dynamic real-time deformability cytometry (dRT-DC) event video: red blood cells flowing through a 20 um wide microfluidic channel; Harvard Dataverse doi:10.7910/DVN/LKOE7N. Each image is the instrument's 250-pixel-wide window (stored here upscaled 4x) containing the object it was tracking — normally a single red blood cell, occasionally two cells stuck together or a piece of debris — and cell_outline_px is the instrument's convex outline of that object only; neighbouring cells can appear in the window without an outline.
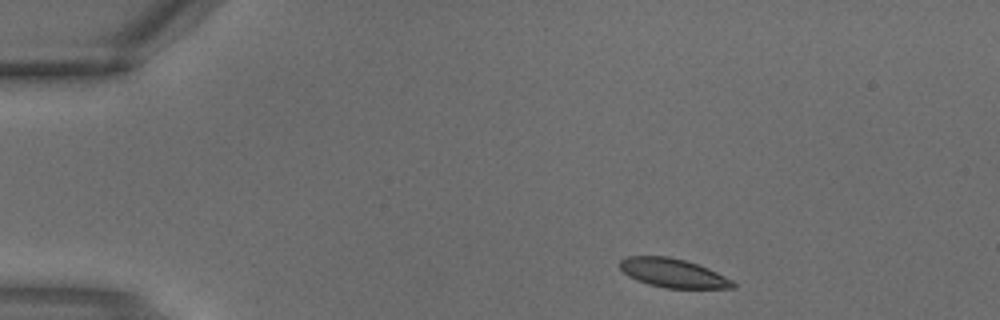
{"species": "common noctule bat (a hibernating species)", "species_latin": "Nyctalus noctula", "temperature_condition": "warm", "stored_images_in_passage": 1, "camera_frame_rate_fps": 3000, "um_per_image_px": 0.085, "animal": {"sex": "male", "body_mass_g": 18.8}, "frame": {"image": 1, "passage_image": 1, "time_ms": 0.0, "image_size_px": [1000, 320], "cell_outline_px": [[736, 288], [668, 288], [648, 284], [628, 276], [620, 268], [620, 260], [624, 256], [668, 256], [684, 260], [708, 268], [732, 280], [736, 284]], "centroid_in_image_um": [57.19, 23.2], "position_along_channel_um": 27.8, "area_um2": 18.9}}